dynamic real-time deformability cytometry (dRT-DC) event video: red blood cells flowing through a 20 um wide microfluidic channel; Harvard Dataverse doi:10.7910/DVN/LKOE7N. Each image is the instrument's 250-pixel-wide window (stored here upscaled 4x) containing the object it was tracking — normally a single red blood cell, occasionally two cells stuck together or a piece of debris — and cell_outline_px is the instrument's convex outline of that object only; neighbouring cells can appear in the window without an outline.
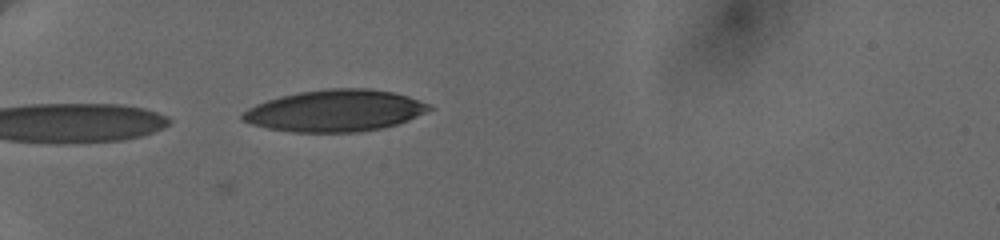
{"species": "human", "species_latin": "Homo sapiens", "temperature_condition": "cold", "stored_images_in_passage": 10, "camera_frame_rate_fps": 3000, "um_per_image_px": 0.085, "donor": {"sex": "female"}, "frame": {"image": 1, "passage_image": 7, "time_ms": 6.333, "image_size_px": [1000, 240], "cell_outline_px": [[432, 108], [408, 120], [384, 128], [360, 132], [292, 132], [268, 128], [252, 124], [240, 120], [240, 116], [248, 108], [256, 104], [280, 96], [300, 92], [328, 88], [368, 88], [392, 92], [408, 96], [428, 104]], "centroid_in_image_um": [28.45, 9.41], "position_along_channel_um": 56.5, "area_um2": 45.2}}
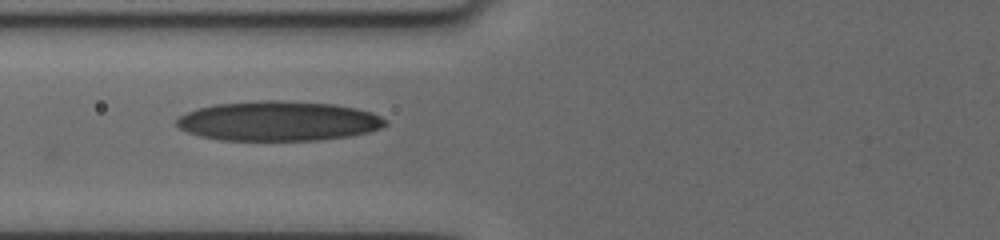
{"frame": {"image": 2, "passage_image": 9, "time_ms": 8.333, "image_size_px": [1000, 240], "cell_outline_px": [[388, 124], [380, 128], [368, 132], [348, 136], [320, 140], [220, 140], [200, 136], [188, 132], [180, 128], [176, 124], [176, 120], [180, 116], [196, 108], [216, 104], [256, 100], [280, 100], [332, 104], [356, 108], [372, 112], [388, 120]], "centroid_in_image_um": [23.67, 10.28], "position_along_channel_um": 102.1, "area_um2": 48.38}}
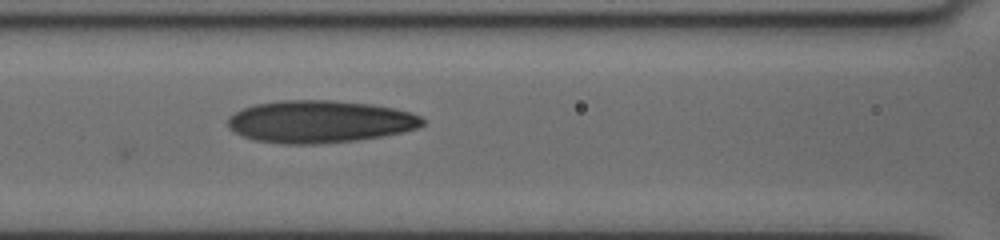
{"frame": {"image": 3, "passage_image": 10, "time_ms": 9.333, "image_size_px": [1000, 240], "cell_outline_px": [[424, 124], [416, 128], [404, 132], [384, 136], [356, 140], [316, 144], [280, 144], [252, 140], [228, 128], [228, 116], [244, 108], [256, 104], [284, 100], [332, 100], [372, 104], [396, 108], [412, 112], [420, 116], [424, 120]], "centroid_in_image_um": [27.2, 10.34], "position_along_channel_um": 139.4, "area_um2": 48.26}}